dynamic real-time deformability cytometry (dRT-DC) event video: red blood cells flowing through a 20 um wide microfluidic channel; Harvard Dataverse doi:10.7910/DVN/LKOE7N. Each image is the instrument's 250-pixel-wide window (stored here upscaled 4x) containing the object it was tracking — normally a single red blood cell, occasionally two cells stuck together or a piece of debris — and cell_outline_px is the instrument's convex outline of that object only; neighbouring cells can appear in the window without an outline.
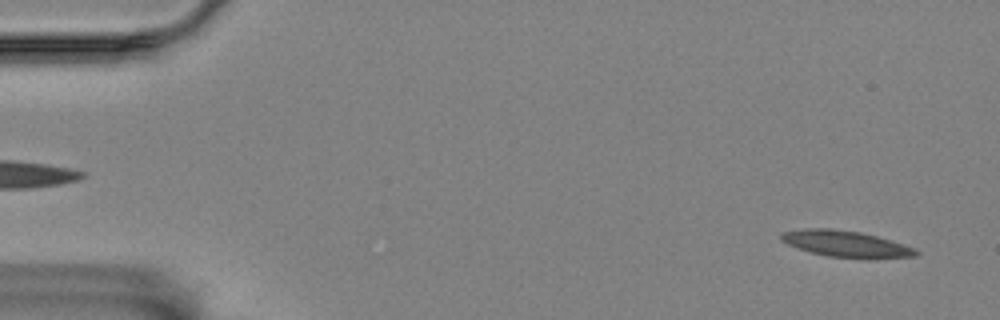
{"species": "Egyptian fruit bat (a non-hibernating species)", "species_latin": "Rousettus aegyptiacus", "temperature_condition": "room temperature", "stored_images_in_passage": 56, "camera_frame_rate_fps": 3000, "um_per_image_px": 0.085, "animal": {"sex": "female"}, "frame": {"image": 1, "passage_image": 2, "time_ms": 0.333, "image_size_px": [1000, 320], "cell_outline_px": [[920, 252], [916, 256], [828, 256], [812, 252], [788, 244], [780, 240], [780, 232], [808, 228], [828, 228], [860, 232], [876, 236], [916, 248]], "centroid_in_image_um": [71.82, 20.68], "position_along_channel_um": 13.2, "area_um2": 19.59}}
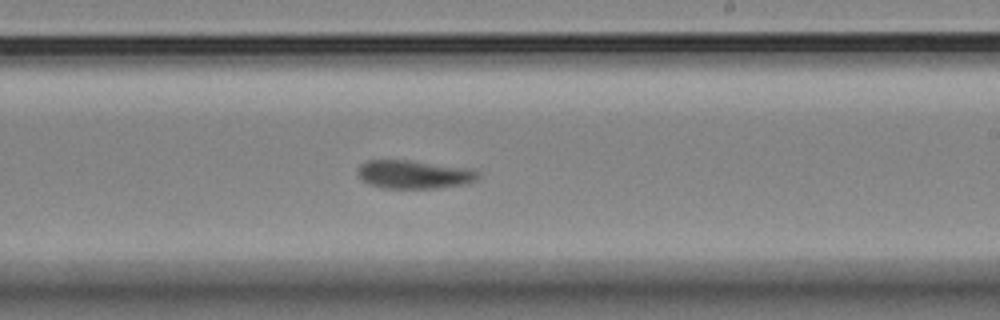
{"frame": {"image": 2, "passage_image": 33, "time_ms": 10.667, "image_size_px": [1000, 320], "cell_outline_px": [[480, 176], [476, 180], [464, 184], [436, 188], [384, 188], [368, 184], [356, 172], [360, 164], [368, 160], [408, 160], [468, 168], [480, 172]], "centroid_in_image_um": [35.19, 14.82], "position_along_channel_um": 253.8, "area_um2": 19.83}}
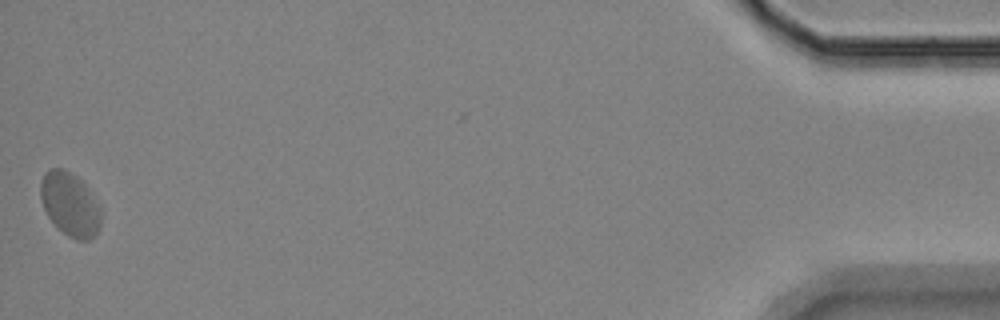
{"frame": {"image": 3, "passage_image": 56, "time_ms": 18.333, "image_size_px": [1000, 320], "cell_outline_px": [[100, 228], [88, 240], [76, 240], [68, 236], [48, 216], [44, 208], [40, 196], [40, 184], [44, 172], [48, 168], [64, 168], [76, 176], [84, 184], [100, 208]], "centroid_in_image_um": [5.92, 17.33], "position_along_channel_um": 429.3, "area_um2": 22.02}}